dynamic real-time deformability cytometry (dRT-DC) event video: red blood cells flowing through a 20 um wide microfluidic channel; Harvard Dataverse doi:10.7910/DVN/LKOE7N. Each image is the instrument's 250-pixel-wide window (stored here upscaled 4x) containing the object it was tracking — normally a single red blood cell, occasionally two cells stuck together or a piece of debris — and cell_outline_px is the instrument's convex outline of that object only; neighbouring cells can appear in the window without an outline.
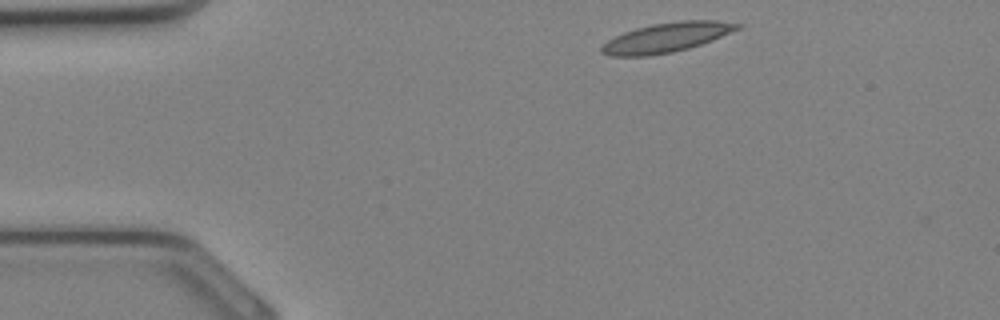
{"species": "Egyptian fruit bat (a non-hibernating species)", "species_latin": "Rousettus aegyptiacus", "temperature_condition": "cold", "stored_images_in_passage": 6, "camera_frame_rate_fps": 3000, "um_per_image_px": 0.085, "animal": {"sex": "female"}, "frame": {"image": 1, "passage_image": 1, "time_ms": 0.0, "image_size_px": [1000, 320], "cell_outline_px": [[744, 24], [740, 28], [700, 44], [688, 48], [672, 52], [648, 56], [608, 56], [600, 52], [600, 48], [608, 40], [624, 32], [636, 28], [652, 24], [680, 20], [716, 20]], "centroid_in_image_um": [56.63, 3.18], "position_along_channel_um": 28.4, "area_um2": 23.18}}